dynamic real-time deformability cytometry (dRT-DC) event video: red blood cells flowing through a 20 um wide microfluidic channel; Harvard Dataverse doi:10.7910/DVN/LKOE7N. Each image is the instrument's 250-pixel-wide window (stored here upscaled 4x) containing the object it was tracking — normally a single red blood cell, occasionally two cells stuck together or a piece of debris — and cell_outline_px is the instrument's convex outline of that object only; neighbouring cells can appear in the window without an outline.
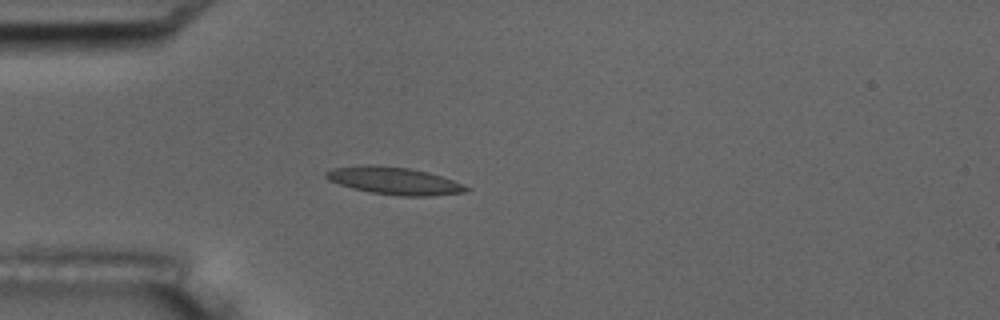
{"species": "common noctule bat (a hibernating species)", "species_latin": "Nyctalus noctula", "temperature_condition": "room temperature", "stored_images_in_passage": 3, "camera_frame_rate_fps": 3000, "um_per_image_px": 0.085, "animal": {"sex": "male", "body_mass_g": 17.5, "forearm_length_mm": 52.3}, "frame": {"image": 1, "passage_image": 3, "time_ms": 2.333, "image_size_px": [1000, 320], "cell_outline_px": [[472, 188], [464, 192], [428, 196], [400, 196], [372, 192], [352, 188], [328, 180], [324, 176], [324, 172], [332, 168], [364, 164], [372, 164], [408, 168], [428, 172], [452, 180]], "centroid_in_image_um": [33.46, 15.35], "position_along_channel_um": 51.5, "area_um2": 22.31}}